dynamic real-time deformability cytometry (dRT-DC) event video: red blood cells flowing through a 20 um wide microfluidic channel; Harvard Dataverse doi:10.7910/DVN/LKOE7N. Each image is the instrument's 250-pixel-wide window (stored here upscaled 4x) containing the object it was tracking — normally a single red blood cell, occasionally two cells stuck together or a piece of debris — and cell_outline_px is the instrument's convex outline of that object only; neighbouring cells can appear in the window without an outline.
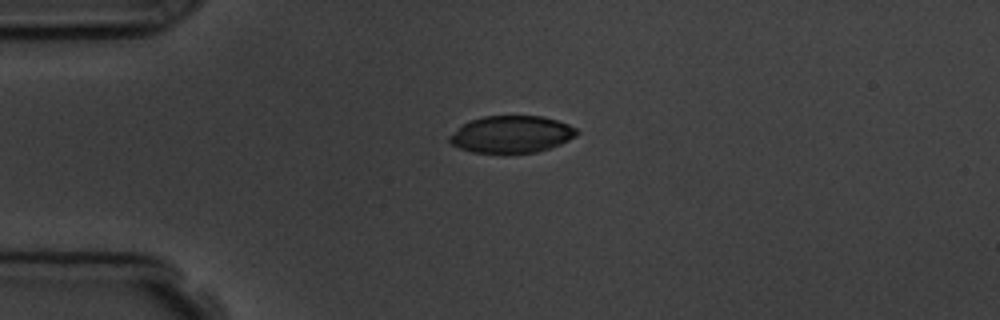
{"species": "common noctule bat (a hibernating species)", "species_latin": "Nyctalus noctula", "temperature_condition": "room temperature", "stored_images_in_passage": 6, "camera_frame_rate_fps": 3000, "um_per_image_px": 0.085, "animal": {"sex": "male", "body_mass_g": 19.5, "forearm_length_mm": 54.6}, "frame": {"image": 1, "passage_image": 6, "time_ms": 6.667, "image_size_px": [1000, 320], "cell_outline_px": [[580, 132], [576, 136], [560, 144], [536, 152], [472, 152], [460, 148], [452, 144], [448, 140], [448, 136], [468, 120], [484, 116], [544, 116], [568, 124], [576, 128]], "centroid_in_image_um": [43.47, 11.4], "position_along_channel_um": 41.5, "area_um2": 27.28}}